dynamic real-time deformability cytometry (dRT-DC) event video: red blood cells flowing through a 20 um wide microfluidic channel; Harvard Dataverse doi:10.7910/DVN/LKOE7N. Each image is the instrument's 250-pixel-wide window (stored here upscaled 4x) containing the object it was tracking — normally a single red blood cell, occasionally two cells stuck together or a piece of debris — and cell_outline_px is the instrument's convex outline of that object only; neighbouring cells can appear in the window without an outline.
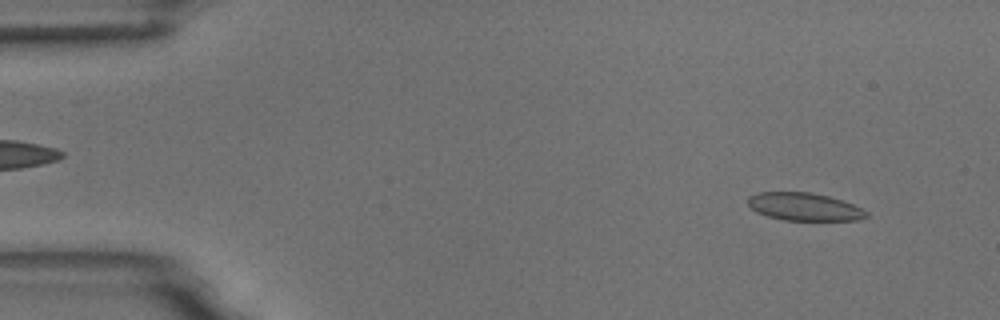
{"species": "common noctule bat (a hibernating species)", "species_latin": "Nyctalus noctula", "temperature_condition": "room temperature", "stored_images_in_passage": 4, "camera_frame_rate_fps": 3000, "um_per_image_px": 0.085, "animal": {"sex": "male", "body_mass_g": 18.8}, "frame": {"image": 1, "passage_image": 1, "time_ms": 0.0, "image_size_px": [1000, 320], "cell_outline_px": [[868, 216], [860, 220], [784, 220], [768, 216], [756, 212], [748, 204], [748, 196], [756, 192], [812, 192], [828, 196], [852, 204], [868, 212]], "centroid_in_image_um": [68.34, 17.57], "position_along_channel_um": 16.7, "area_um2": 19.13}}
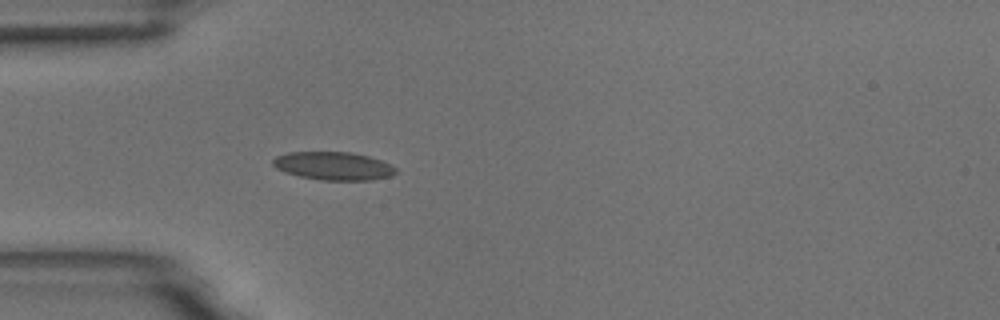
{"frame": {"image": 2, "passage_image": 4, "time_ms": 3.667, "image_size_px": [1000, 320], "cell_outline_px": [[396, 172], [392, 176], [372, 180], [320, 180], [300, 176], [284, 172], [276, 168], [272, 164], [272, 160], [276, 156], [288, 152], [352, 152], [368, 156], [392, 164], [396, 168]], "centroid_in_image_um": [28.35, 14.1], "position_along_channel_um": 56.7, "area_um2": 20.29}}